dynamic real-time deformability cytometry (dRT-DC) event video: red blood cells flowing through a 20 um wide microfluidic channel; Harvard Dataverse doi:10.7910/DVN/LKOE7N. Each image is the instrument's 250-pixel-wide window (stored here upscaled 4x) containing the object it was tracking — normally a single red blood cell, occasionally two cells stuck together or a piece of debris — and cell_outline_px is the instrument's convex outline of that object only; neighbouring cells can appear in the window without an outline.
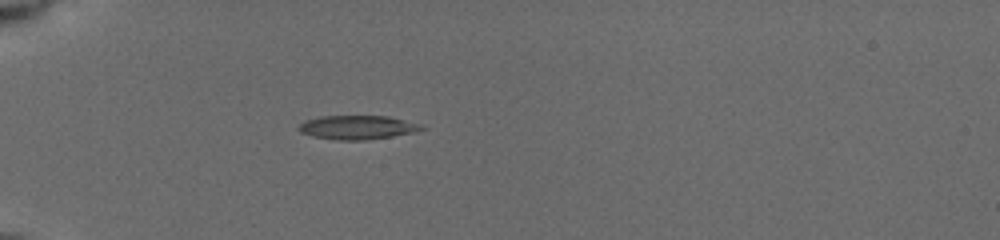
{"species": "common noctule bat (a hibernating species)", "species_latin": "Nyctalus noctula", "temperature_condition": "cold", "stored_images_in_passage": 25, "camera_frame_rate_fps": 3000, "um_per_image_px": 0.085, "animal": {"sex": "female", "body_mass_g": 19.5, "forearm_length_mm": 54.1}, "frame": {"image": 1, "passage_image": 1, "time_ms": 0.0, "image_size_px": [1000, 240], "cell_outline_px": [[428, 128], [416, 132], [392, 136], [364, 140], [340, 140], [312, 136], [300, 132], [296, 128], [304, 120], [320, 116], [388, 116], [424, 124]], "centroid_in_image_um": [30.42, 10.82], "position_along_channel_um": 54.6, "area_um2": 17.34}}
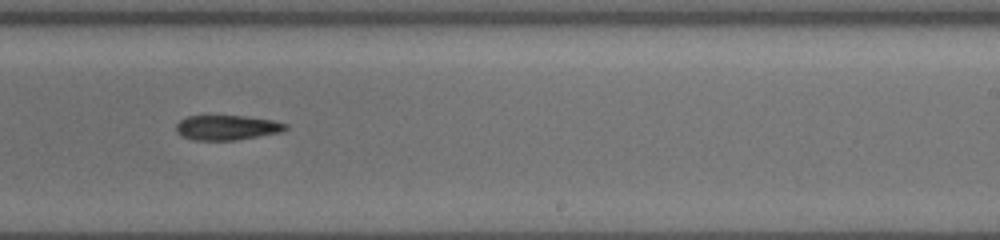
{"frame": {"image": 2, "passage_image": 15, "time_ms": 6.0, "image_size_px": [1000, 240], "cell_outline_px": [[288, 128], [280, 132], [236, 140], [192, 140], [180, 136], [176, 132], [176, 124], [180, 120], [188, 116], [244, 116], [272, 120], [288, 124]], "centroid_in_image_um": [19.26, 10.85], "position_along_channel_um": 269.7, "area_um2": 15.84}}
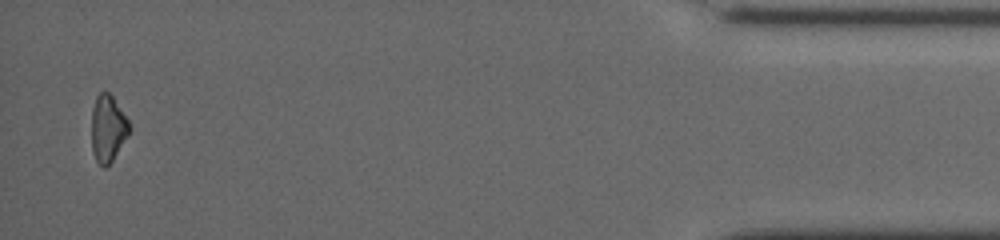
{"frame": {"image": 3, "passage_image": 25, "time_ms": 11.667, "image_size_px": [1000, 240], "cell_outline_px": [[132, 128], [128, 136], [112, 160], [104, 168], [96, 160], [92, 152], [92, 108], [96, 96], [100, 92], [108, 92], [112, 96], [128, 120]], "centroid_in_image_um": [9.17, 10.91], "position_along_channel_um": 426.0, "area_um2": 14.62}}